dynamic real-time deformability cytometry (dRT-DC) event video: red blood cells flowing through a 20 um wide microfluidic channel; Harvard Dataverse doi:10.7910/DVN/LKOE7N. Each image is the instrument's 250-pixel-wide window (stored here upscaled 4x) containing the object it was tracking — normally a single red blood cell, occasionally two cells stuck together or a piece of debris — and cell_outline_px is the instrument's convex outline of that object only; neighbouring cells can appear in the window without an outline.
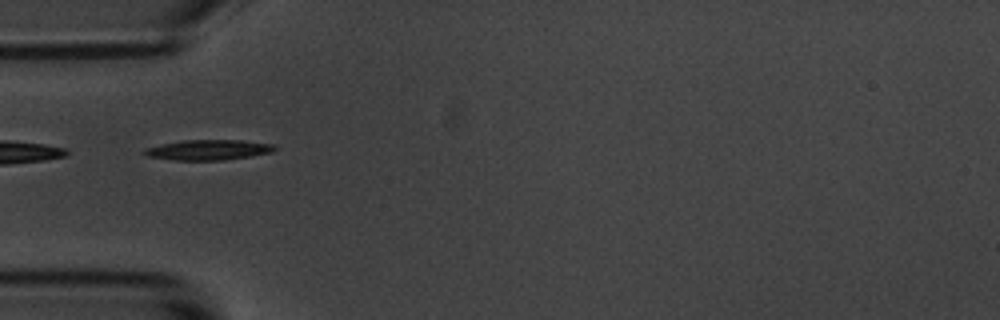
{"species": "common noctule bat (a hibernating species)", "species_latin": "Nyctalus noctula", "temperature_condition": "room temperature", "stored_images_in_passage": 4, "camera_frame_rate_fps": 3000, "um_per_image_px": 0.085, "animal": {"sex": "male", "body_mass_g": 20.1, "forearm_length_mm": 53.5}, "frame": {"image": 1, "passage_image": 2, "time_ms": 1.333, "image_size_px": [1000, 320], "cell_outline_px": [[276, 148], [272, 152], [252, 156], [224, 160], [172, 160], [148, 156], [140, 152], [144, 148], [184, 140], [240, 140], [276, 144]], "centroid_in_image_um": [17.72, 12.74], "position_along_channel_um": 67.3, "area_um2": 15.43}}